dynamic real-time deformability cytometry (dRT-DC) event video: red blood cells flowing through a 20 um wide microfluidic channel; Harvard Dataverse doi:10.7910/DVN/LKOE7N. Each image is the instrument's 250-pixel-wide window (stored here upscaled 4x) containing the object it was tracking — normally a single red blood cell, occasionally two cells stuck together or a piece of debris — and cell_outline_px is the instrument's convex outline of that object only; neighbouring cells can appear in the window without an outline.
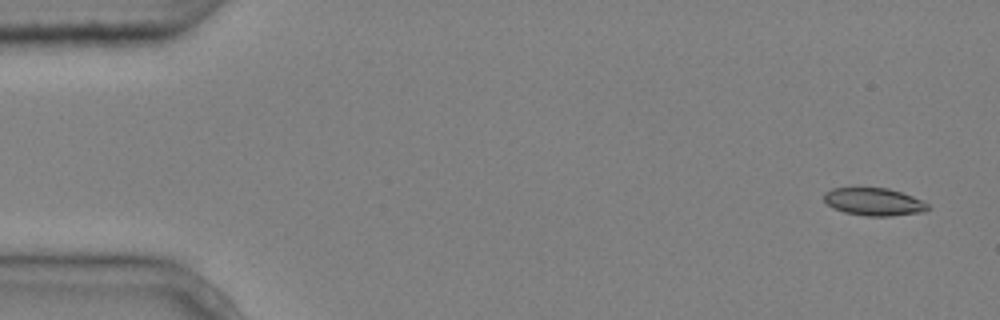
{"species": "common noctule bat (a hibernating species)", "species_latin": "Nyctalus noctula", "temperature_condition": "cold", "stored_images_in_passage": 5, "camera_frame_rate_fps": 3000, "um_per_image_px": 0.085, "animal": {"sex": "male", "body_mass_g": 20.4}, "frame": {"image": 1, "passage_image": 1, "time_ms": 0.0, "image_size_px": [1000, 320], "cell_outline_px": [[932, 208], [924, 212], [892, 216], [868, 216], [844, 212], [832, 208], [824, 200], [824, 192], [832, 188], [888, 188], [912, 196], [928, 204]], "centroid_in_image_um": [74.29, 17.16], "position_along_channel_um": 10.7, "area_um2": 16.76}}
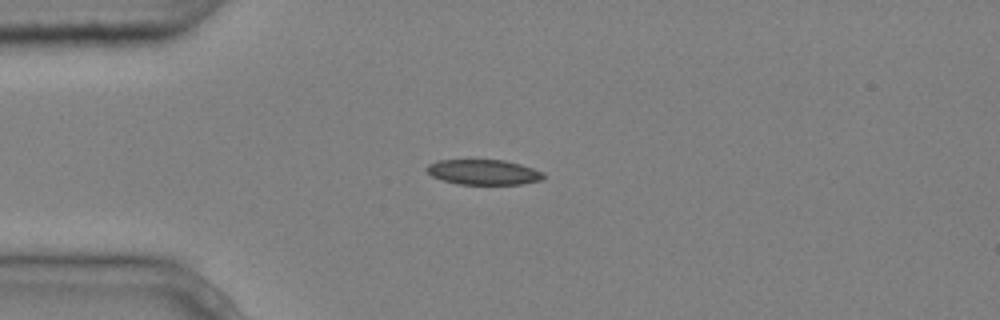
{"frame": {"image": 2, "passage_image": 4, "time_ms": 1.0, "image_size_px": [1000, 320], "cell_outline_px": [[544, 176], [540, 180], [520, 184], [460, 184], [444, 180], [432, 176], [424, 168], [428, 164], [440, 160], [504, 160], [520, 164], [532, 168], [540, 172]], "centroid_in_image_um": [41.06, 14.62], "position_along_channel_um": 43.9, "area_um2": 16.82}}